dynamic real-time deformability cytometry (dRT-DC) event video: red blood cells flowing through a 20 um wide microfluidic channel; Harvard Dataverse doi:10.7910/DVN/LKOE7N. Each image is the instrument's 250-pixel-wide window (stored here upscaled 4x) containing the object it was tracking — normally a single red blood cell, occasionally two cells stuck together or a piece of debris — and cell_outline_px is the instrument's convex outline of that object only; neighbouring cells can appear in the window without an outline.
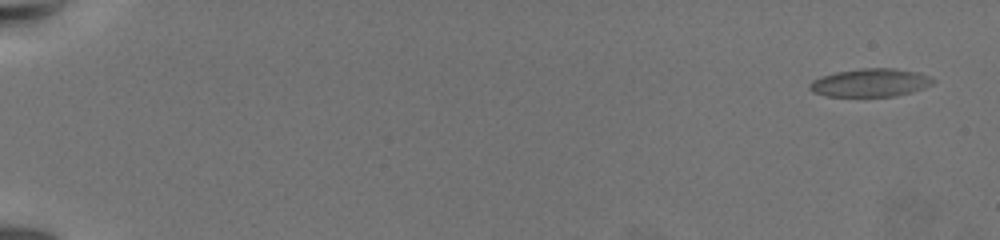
{"species": "common noctule bat (a hibernating species)", "species_latin": "Nyctalus noctula", "temperature_condition": "warm", "stored_images_in_passage": 13, "camera_frame_rate_fps": 3000, "um_per_image_px": 0.085, "animal": {"sex": "female", "body_mass_g": 19.5, "forearm_length_mm": 54.1}, "frame": {"image": 1, "passage_image": 2, "time_ms": 1.0, "image_size_px": [1000, 240], "cell_outline_px": [[936, 80], [932, 84], [924, 88], [912, 92], [892, 96], [828, 96], [812, 92], [808, 88], [808, 84], [812, 80], [820, 76], [836, 72], [864, 68], [892, 68], [920, 72]], "centroid_in_image_um": [73.96, 7.02], "position_along_channel_um": 11.0, "area_um2": 20.29}}
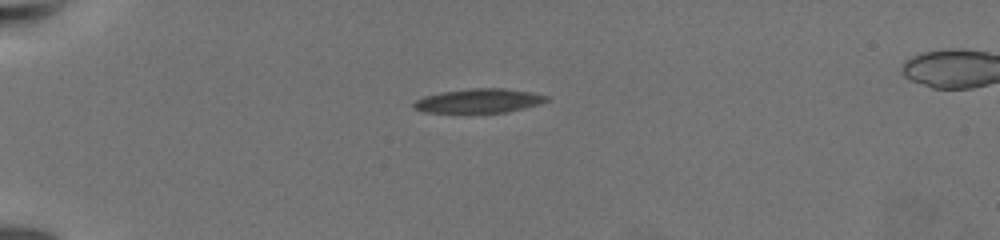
{"frame": {"image": 2, "passage_image": 8, "time_ms": 6.667, "image_size_px": [1000, 240], "cell_outline_px": [[548, 100], [540, 104], [524, 108], [504, 112], [424, 112], [412, 108], [412, 104], [416, 100], [424, 96], [444, 92], [472, 88], [504, 88], [532, 92], [548, 96]], "centroid_in_image_um": [40.71, 8.56], "position_along_channel_um": 44.3, "area_um2": 18.5}}
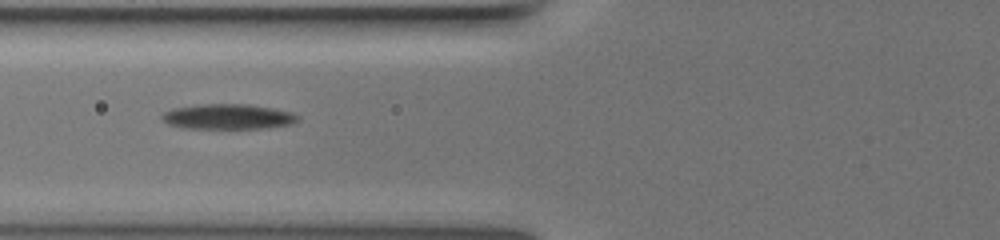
{"frame": {"image": 3, "passage_image": 12, "time_ms": 10.0, "image_size_px": [1000, 240], "cell_outline_px": [[300, 116], [292, 124], [260, 128], [184, 128], [168, 124], [160, 116], [164, 112], [172, 108], [200, 104], [248, 104], [272, 108], [292, 112]], "centroid_in_image_um": [19.35, 9.9], "position_along_channel_um": 106.4, "area_um2": 19.83}}